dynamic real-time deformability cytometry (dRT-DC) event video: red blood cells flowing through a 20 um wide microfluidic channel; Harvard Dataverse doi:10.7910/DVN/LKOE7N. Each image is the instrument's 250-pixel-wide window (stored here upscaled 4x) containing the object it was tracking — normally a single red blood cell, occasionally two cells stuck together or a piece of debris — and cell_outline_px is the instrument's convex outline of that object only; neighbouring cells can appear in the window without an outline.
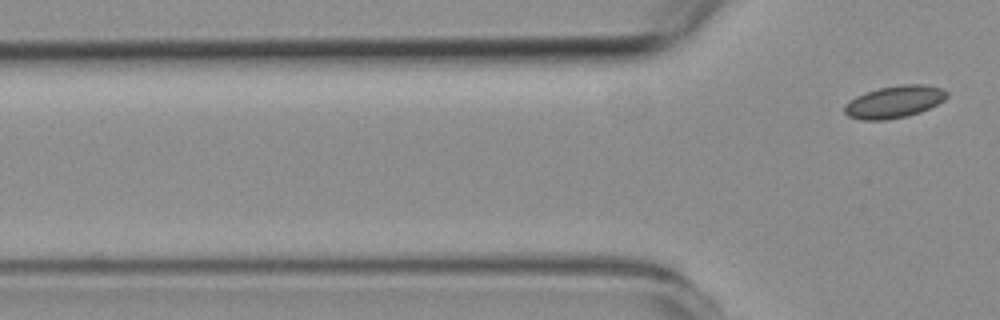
{"species": "common noctule bat (a hibernating species)", "species_latin": "Nyctalus noctula", "temperature_condition": "room temperature", "stored_images_in_passage": 5, "camera_frame_rate_fps": 3000, "um_per_image_px": 0.085, "animal": {"sex": "female", "body_mass_g": 19.3, "forearm_length_mm": 54.1}, "frame": {"image": 1, "passage_image": 5, "time_ms": 6.0, "image_size_px": [1000, 320], "cell_outline_px": [[948, 96], [944, 100], [920, 112], [908, 116], [884, 120], [860, 120], [848, 116], [844, 112], [844, 104], [848, 100], [864, 92], [880, 88], [900, 84], [924, 84], [944, 88], [948, 92]], "centroid_in_image_um": [76.0, 8.65], "position_along_channel_um": 49.8, "area_um2": 19.42}}